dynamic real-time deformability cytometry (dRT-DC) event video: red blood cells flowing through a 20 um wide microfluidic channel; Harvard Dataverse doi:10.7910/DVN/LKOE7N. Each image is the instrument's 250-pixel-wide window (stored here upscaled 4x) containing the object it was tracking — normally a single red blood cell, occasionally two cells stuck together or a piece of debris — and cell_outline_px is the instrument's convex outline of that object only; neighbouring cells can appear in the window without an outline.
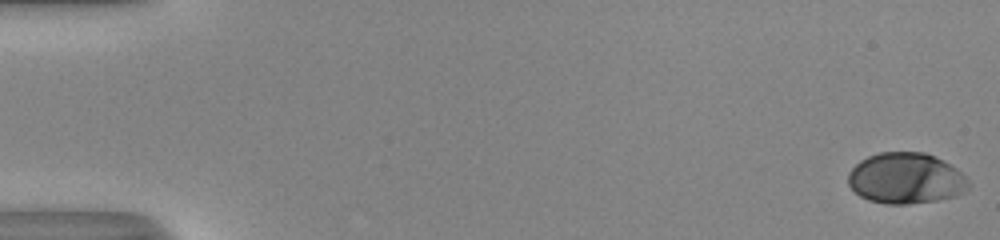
{"species": "human", "species_latin": "Homo sapiens", "temperature_condition": "room temperature", "stored_images_in_passage": 52, "camera_frame_rate_fps": 3000, "um_per_image_px": 0.085, "donor": {"sex": "male"}, "frame": {"image": 1, "passage_image": 1, "time_ms": 0.0, "image_size_px": [1000, 240], "cell_outline_px": [[968, 188], [964, 192], [956, 196], [936, 200], [908, 204], [884, 204], [868, 200], [860, 196], [848, 184], [848, 172], [860, 160], [868, 156], [880, 152], [924, 152], [944, 160], [956, 168], [968, 180]], "centroid_in_image_um": [76.98, 15.16], "position_along_channel_um": 8.0, "area_um2": 35.78}}
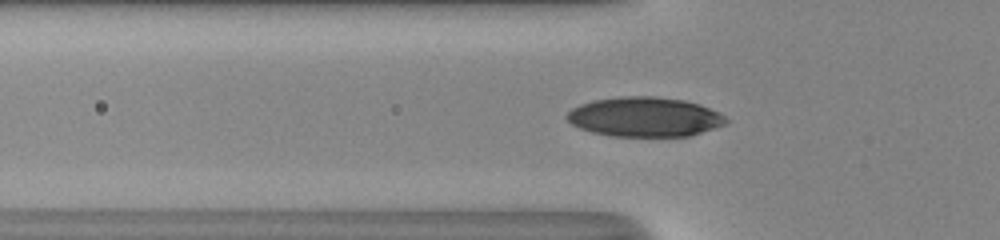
{"frame": {"image": 2, "passage_image": 19, "time_ms": 6.0, "image_size_px": [1000, 240], "cell_outline_px": [[728, 124], [688, 136], [608, 136], [592, 132], [580, 128], [572, 124], [564, 116], [572, 108], [580, 104], [592, 100], [620, 96], [652, 96], [684, 100], [700, 104], [720, 112], [728, 120]], "centroid_in_image_um": [54.8, 9.93], "position_along_channel_um": 71.0, "area_um2": 36.93}}
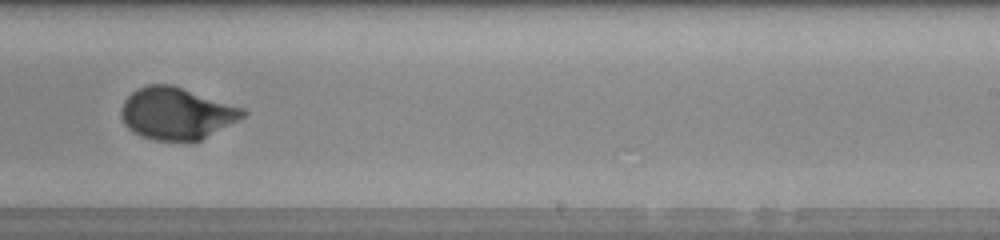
{"frame": {"image": 3, "passage_image": 34, "time_ms": 11.0, "image_size_px": [1000, 240], "cell_outline_px": [[248, 112], [244, 116], [200, 140], [192, 144], [156, 140], [144, 136], [128, 128], [124, 124], [120, 116], [120, 108], [124, 100], [136, 88], [148, 84], [172, 84], [244, 108]], "centroid_in_image_um": [14.98, 9.65], "position_along_channel_um": 274.0, "area_um2": 37.17}, "authors_computed_cell_mechanics": {"area_um2": 36.0672, "velocity_mm_per_s": 4.0663, "shape_relaxation_time_tau1_ms": 3.2753, "shape_relaxation_time_tau2_ms": null, "deformation_change_tau1": 0.1662, "deformation_change_tau2": null}}